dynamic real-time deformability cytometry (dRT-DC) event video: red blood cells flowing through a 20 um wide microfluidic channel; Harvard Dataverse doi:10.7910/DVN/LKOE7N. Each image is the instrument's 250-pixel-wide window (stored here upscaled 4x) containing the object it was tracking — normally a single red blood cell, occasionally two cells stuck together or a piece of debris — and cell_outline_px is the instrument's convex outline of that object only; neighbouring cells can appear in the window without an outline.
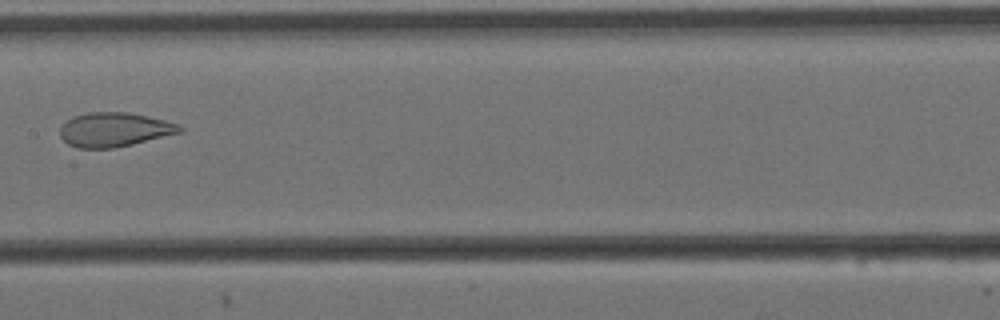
{"species": "Egyptian fruit bat (a non-hibernating species)", "species_latin": "Rousettus aegyptiacus", "temperature_condition": "cold", "stored_images_in_passage": 10, "camera_frame_rate_fps": 3000, "um_per_image_px": 0.085, "animal": {"sex": "female"}, "frame": {"image": 1, "passage_image": 9, "time_ms": 2.667, "image_size_px": [1000, 320], "cell_outline_px": [[184, 132], [132, 144], [112, 148], [76, 148], [68, 144], [60, 136], [60, 128], [72, 116], [88, 112], [128, 112], [148, 116], [164, 120], [176, 124], [184, 128]], "centroid_in_image_um": [9.72, 11.02], "position_along_channel_um": 197.7, "area_um2": 23.87}}
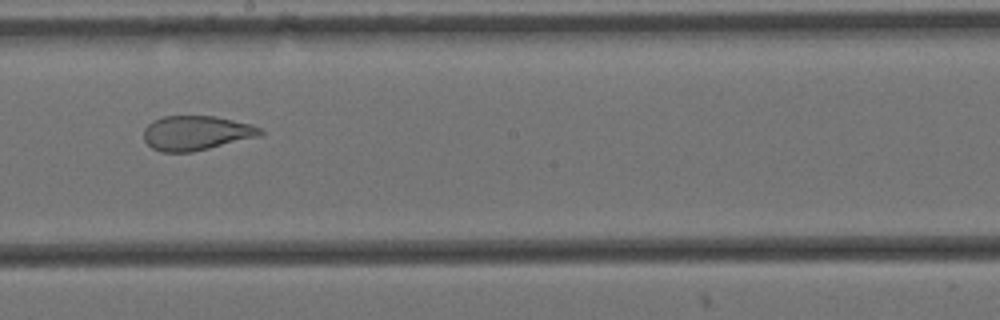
{"frame": {"image": 2, "passage_image": 10, "time_ms": 3.0, "image_size_px": [1000, 320], "cell_outline_px": [[264, 132], [260, 136], [192, 152], [160, 152], [152, 148], [144, 140], [144, 128], [152, 120], [164, 116], [216, 116], [252, 124], [260, 128]], "centroid_in_image_um": [16.67, 11.3], "position_along_channel_um": 231.5, "area_um2": 23.52}}